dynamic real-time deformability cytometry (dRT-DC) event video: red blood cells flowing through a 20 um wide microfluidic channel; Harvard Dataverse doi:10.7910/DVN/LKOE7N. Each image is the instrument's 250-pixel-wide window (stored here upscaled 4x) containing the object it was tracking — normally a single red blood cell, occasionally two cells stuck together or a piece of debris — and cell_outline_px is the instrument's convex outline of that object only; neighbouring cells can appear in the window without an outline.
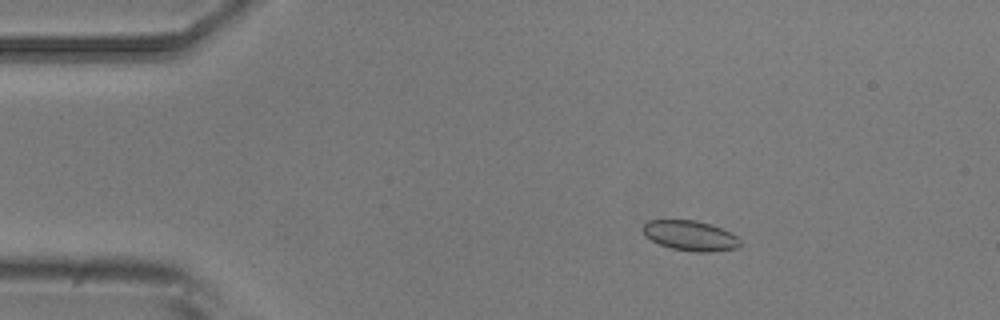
{"species": "common noctule bat (a hibernating species)", "species_latin": "Nyctalus noctula", "temperature_condition": "room temperature", "stored_images_in_passage": 4, "camera_frame_rate_fps": 3000, "um_per_image_px": 0.085, "animal": {"sex": "male", "body_mass_g": 20.5, "forearm_length_mm": 52.5}, "frame": {"image": 1, "passage_image": 2, "time_ms": 1.333, "image_size_px": [1000, 320], "cell_outline_px": [[740, 248], [708, 252], [692, 252], [672, 248], [660, 244], [644, 236], [640, 228], [648, 220], [696, 220], [712, 224], [736, 236], [740, 240]], "centroid_in_image_um": [58.64, 20.03], "position_along_channel_um": 26.4, "area_um2": 17.17}}